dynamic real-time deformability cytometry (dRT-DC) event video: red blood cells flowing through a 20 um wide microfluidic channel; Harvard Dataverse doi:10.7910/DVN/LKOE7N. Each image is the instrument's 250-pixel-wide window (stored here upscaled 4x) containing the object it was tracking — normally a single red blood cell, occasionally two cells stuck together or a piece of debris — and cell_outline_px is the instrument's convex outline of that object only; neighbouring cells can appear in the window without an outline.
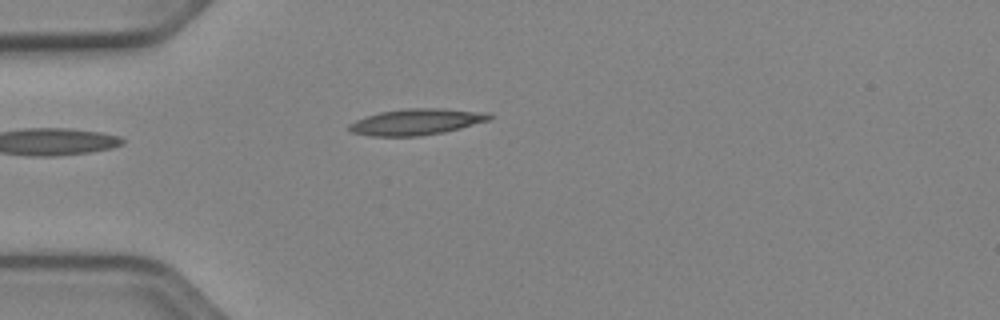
{"species": "Egyptian fruit bat (a non-hibernating species)", "species_latin": "Rousettus aegyptiacus", "temperature_condition": "cold", "stored_images_in_passage": 24, "camera_frame_rate_fps": 3000, "um_per_image_px": 0.085, "animal": {"sex": "female"}, "frame": {"image": 1, "passage_image": 1, "time_ms": 0.0, "image_size_px": [1000, 320], "cell_outline_px": [[496, 116], [488, 120], [460, 128], [444, 132], [420, 136], [372, 136], [352, 132], [348, 128], [348, 124], [356, 120], [380, 112], [404, 108], [440, 108], [488, 112]], "centroid_in_image_um": [35.43, 10.35], "position_along_channel_um": 49.6, "area_um2": 21.39}}
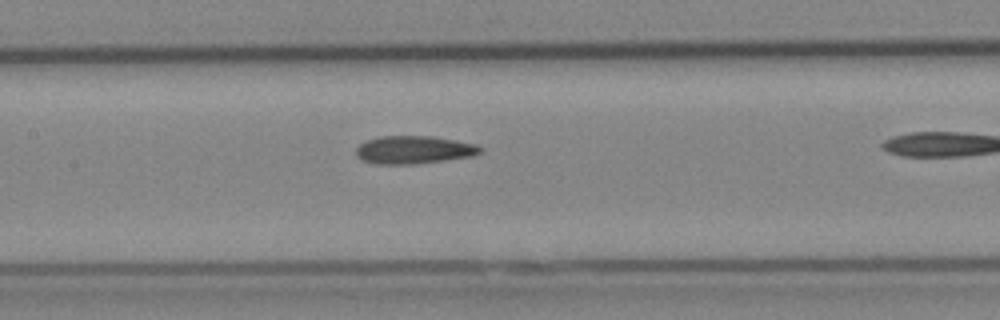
{"frame": {"image": 2, "passage_image": 8, "time_ms": 2.333, "image_size_px": [1000, 320], "cell_outline_px": [[484, 152], [472, 156], [416, 164], [372, 164], [360, 160], [356, 156], [356, 148], [360, 144], [368, 140], [380, 136], [432, 136], [456, 140], [476, 144], [484, 148]], "centroid_in_image_um": [35.19, 12.74], "position_along_channel_um": 172.2, "area_um2": 20.46}}
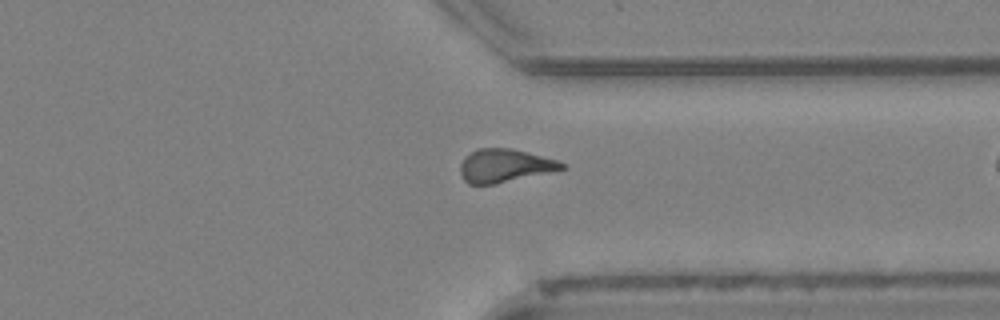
{"frame": {"image": 3, "passage_image": 23, "time_ms": 7.333, "image_size_px": [1000, 320], "cell_outline_px": [[568, 168], [496, 184], [468, 184], [464, 180], [460, 172], [460, 164], [464, 156], [476, 148], [512, 148], [556, 160], [568, 164]], "centroid_in_image_um": [42.89, 14.08], "position_along_channel_um": 368.5, "area_um2": 19.83}}